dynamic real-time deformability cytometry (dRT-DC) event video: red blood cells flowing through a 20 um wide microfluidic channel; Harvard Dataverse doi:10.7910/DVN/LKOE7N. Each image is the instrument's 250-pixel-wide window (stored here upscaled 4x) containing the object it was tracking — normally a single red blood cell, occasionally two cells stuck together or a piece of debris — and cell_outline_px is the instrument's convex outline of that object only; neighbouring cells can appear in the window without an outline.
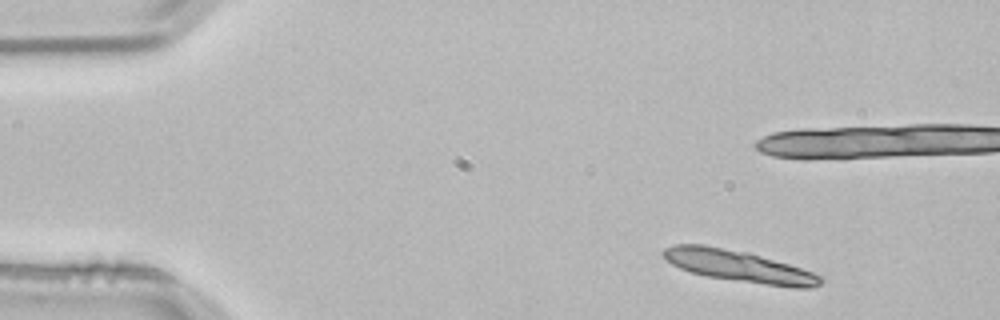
{"species": "common noctule bat (a hibernating species)", "species_latin": "Nyctalus noctula", "temperature_condition": "room temperature", "stored_images_in_passage": 4, "camera_frame_rate_fps": 3000, "um_per_image_px": 0.085, "animal": {"sex": "male", "body_mass_g": 21.5, "forearm_length_mm": 52.0}, "frame": {"image": 1, "passage_image": 1, "time_ms": 0.0, "image_size_px": [1000, 320], "cell_outline_px": [[824, 280], [820, 284], [812, 288], [792, 288], [708, 276], [692, 272], [680, 268], [672, 264], [660, 252], [664, 248], [672, 244], [704, 244], [748, 252], [788, 264], [824, 276]], "centroid_in_image_um": [62.81, 22.61], "position_along_channel_um": 22.2, "area_um2": 28.78}}